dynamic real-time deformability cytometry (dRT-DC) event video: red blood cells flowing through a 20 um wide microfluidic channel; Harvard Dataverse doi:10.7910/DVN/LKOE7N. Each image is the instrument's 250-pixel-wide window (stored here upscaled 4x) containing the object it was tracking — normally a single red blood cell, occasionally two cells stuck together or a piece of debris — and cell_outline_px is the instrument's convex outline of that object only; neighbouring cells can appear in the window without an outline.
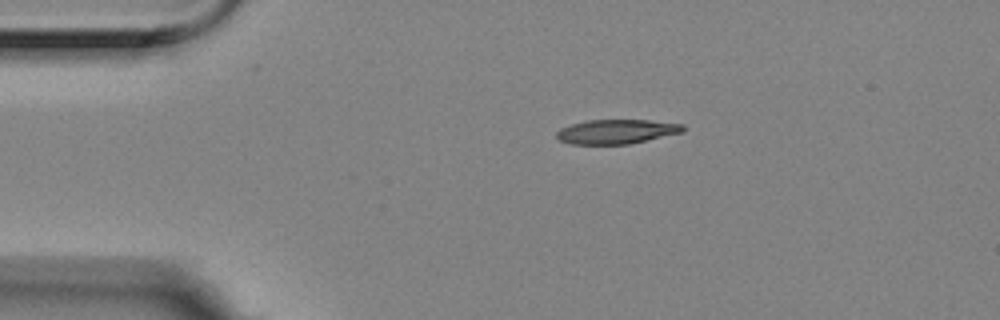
{"species": "Egyptian fruit bat (a non-hibernating species)", "species_latin": "Rousettus aegyptiacus", "temperature_condition": "room temperature", "stored_images_in_passage": 5, "segment_of_instrument_passage": [2, 2], "camera_frame_rate_fps": 3000, "um_per_image_px": 0.085, "animal": {"sex": "female"}, "frame": {"image": 1, "passage_image": 5, "time_ms": 1.333, "image_size_px": [1000, 320], "cell_outline_px": [[684, 132], [628, 144], [572, 144], [560, 140], [556, 136], [556, 132], [560, 128], [584, 120], [648, 120], [684, 124]], "centroid_in_image_um": [52.4, 11.18], "position_along_channel_um": 32.6, "area_um2": 17.92}}